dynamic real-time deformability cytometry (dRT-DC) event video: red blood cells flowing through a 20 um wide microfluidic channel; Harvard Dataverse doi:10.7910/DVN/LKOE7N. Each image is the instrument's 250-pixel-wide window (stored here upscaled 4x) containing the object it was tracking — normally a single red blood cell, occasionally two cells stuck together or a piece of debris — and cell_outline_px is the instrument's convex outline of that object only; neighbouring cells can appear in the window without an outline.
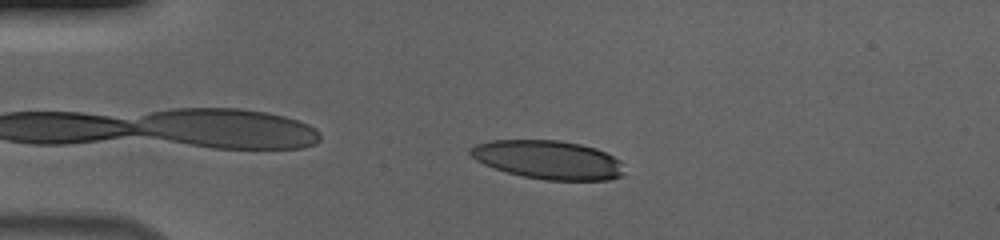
{"species": "human", "species_latin": "Homo sapiens", "temperature_condition": "cold", "stored_images_in_passage": 47, "camera_frame_rate_fps": 3000, "um_per_image_px": 0.085, "donor": {"sex": "male"}, "frame": {"image": 1, "passage_image": 4, "time_ms": 1.0, "image_size_px": [1000, 240], "cell_outline_px": [[624, 176], [608, 180], [544, 180], [524, 176], [508, 172], [484, 164], [476, 160], [468, 152], [476, 144], [492, 140], [560, 140], [580, 144], [596, 148], [620, 160], [624, 172]], "centroid_in_image_um": [46.63, 13.58], "position_along_channel_um": 38.4, "area_um2": 34.51}}
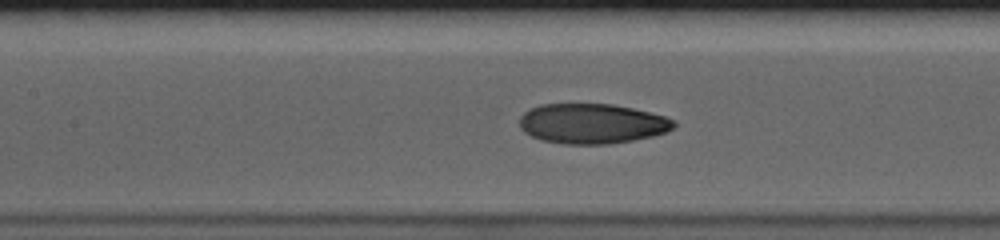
{"frame": {"image": 2, "passage_image": 17, "time_ms": 5.333, "image_size_px": [1000, 240], "cell_outline_px": [[676, 124], [668, 132], [652, 136], [632, 140], [608, 144], [564, 144], [540, 140], [524, 132], [520, 128], [520, 116], [524, 112], [540, 104], [612, 104], [632, 108], [664, 116], [676, 120]], "centroid_in_image_um": [50.32, 10.51], "position_along_channel_um": 157.1, "area_um2": 36.01}}
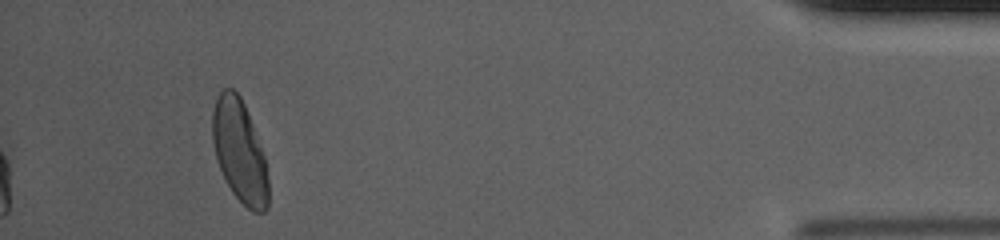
{"frame": {"image": 3, "passage_image": 43, "time_ms": 14.0, "image_size_px": [1000, 240], "cell_outline_px": [[268, 208], [264, 212], [252, 212], [232, 192], [216, 160], [212, 140], [212, 108], [216, 96], [224, 88], [232, 88], [240, 96], [244, 104], [252, 124], [264, 156], [268, 180]], "centroid_in_image_um": [20.34, 12.84], "position_along_channel_um": 414.9, "area_um2": 33.18}, "authors_computed_cell_mechanics": {"area_um2": 35.8938, "velocity_mm_per_s": 3.6858, "shape_relaxation_time_tau1_ms": 5.108, "shape_relaxation_time_tau2_ms": 1.5034, "deformation_change_tau1": 0.2022, "deformation_change_tau2": 0.0527}}